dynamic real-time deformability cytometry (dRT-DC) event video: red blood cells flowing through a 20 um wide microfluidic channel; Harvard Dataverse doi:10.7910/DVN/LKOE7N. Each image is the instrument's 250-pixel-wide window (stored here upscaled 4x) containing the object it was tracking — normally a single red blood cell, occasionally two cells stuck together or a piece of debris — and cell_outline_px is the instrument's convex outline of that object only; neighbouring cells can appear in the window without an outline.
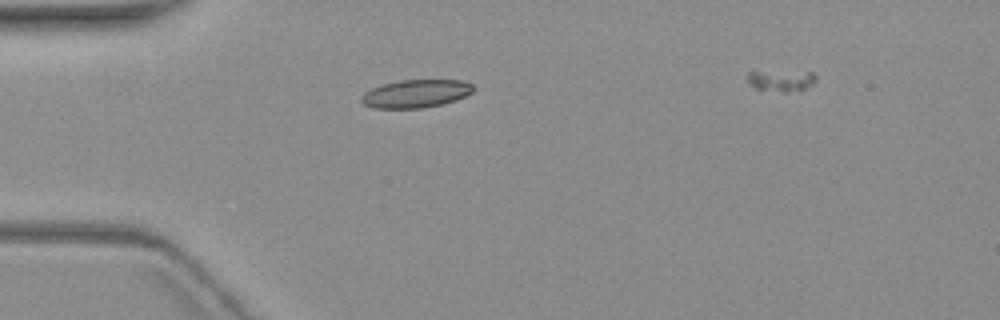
{"species": "common noctule bat (a hibernating species)", "species_latin": "Nyctalus noctula", "temperature_condition": "warm", "stored_images_in_passage": 2, "camera_frame_rate_fps": 3000, "um_per_image_px": 0.085, "animal": {"sex": "female", "body_mass_g": 19.3, "forearm_length_mm": 54.1}, "frame": {"image": 1, "passage_image": 1, "time_ms": 0.0, "image_size_px": [1000, 320], "cell_outline_px": [[476, 88], [472, 92], [456, 100], [424, 108], [376, 108], [364, 104], [360, 100], [360, 96], [364, 92], [372, 88], [384, 84], [400, 80], [464, 80], [472, 84]], "centroid_in_image_um": [35.36, 7.95], "position_along_channel_um": 49.6, "area_um2": 18.26}}